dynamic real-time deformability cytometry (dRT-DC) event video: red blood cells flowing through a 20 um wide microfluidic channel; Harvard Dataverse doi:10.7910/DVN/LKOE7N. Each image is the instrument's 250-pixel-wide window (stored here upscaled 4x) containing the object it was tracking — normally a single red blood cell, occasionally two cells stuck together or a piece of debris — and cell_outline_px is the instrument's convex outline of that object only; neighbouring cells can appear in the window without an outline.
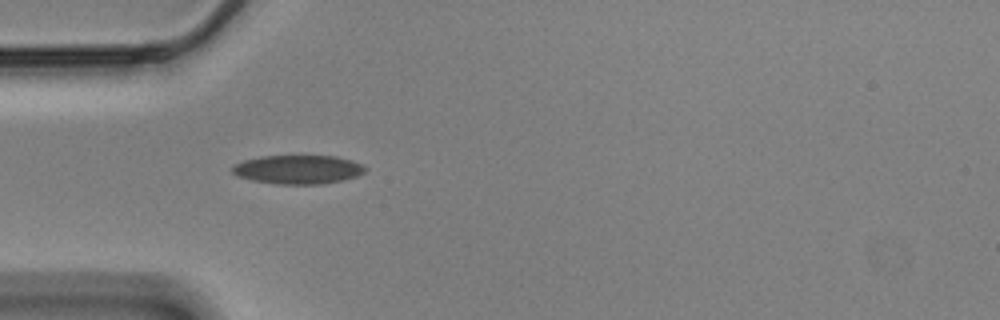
{"species": "Egyptian fruit bat (a non-hibernating species)", "species_latin": "Rousettus aegyptiacus", "temperature_condition": "cold", "stored_images_in_passage": 7, "camera_frame_rate_fps": 3000, "um_per_image_px": 0.085, "animal": {"sex": "male"}, "frame": {"image": 1, "passage_image": 1, "time_ms": 0.0, "image_size_px": [1000, 320], "cell_outline_px": [[368, 168], [364, 172], [356, 176], [344, 180], [320, 184], [276, 184], [252, 180], [236, 176], [232, 172], [232, 168], [236, 164], [244, 160], [260, 156], [336, 156], [352, 160], [364, 164]], "centroid_in_image_um": [25.36, 14.4], "position_along_channel_um": 59.6, "area_um2": 22.43}}
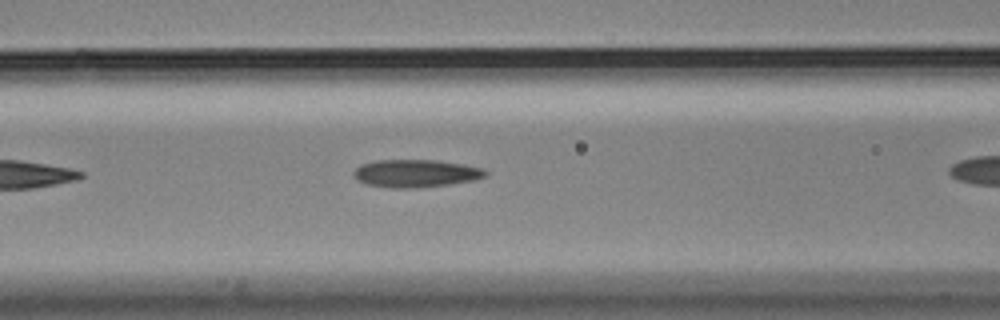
{"frame": {"image": 2, "passage_image": 3, "time_ms": 0.667, "image_size_px": [1000, 320], "cell_outline_px": [[488, 172], [484, 176], [472, 180], [448, 184], [416, 188], [392, 188], [368, 184], [356, 180], [352, 176], [352, 172], [360, 164], [376, 160], [436, 160], [484, 168]], "centroid_in_image_um": [35.27, 14.73], "position_along_channel_um": 131.3, "area_um2": 21.21}}